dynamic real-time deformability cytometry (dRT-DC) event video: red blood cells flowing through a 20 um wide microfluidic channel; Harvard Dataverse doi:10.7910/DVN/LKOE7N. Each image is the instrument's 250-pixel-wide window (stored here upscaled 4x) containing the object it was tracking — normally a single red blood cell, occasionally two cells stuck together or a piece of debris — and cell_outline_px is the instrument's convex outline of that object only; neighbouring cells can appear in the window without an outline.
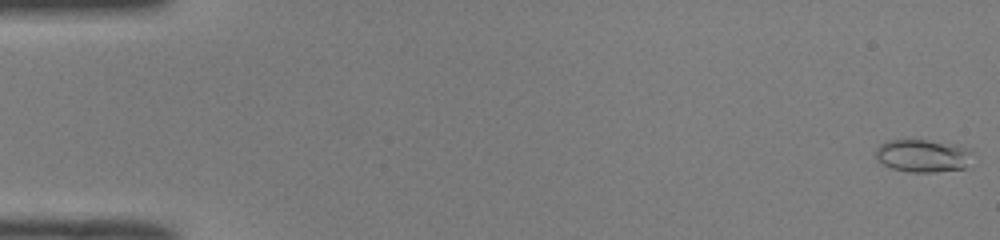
{"species": "common noctule bat (a hibernating species)", "species_latin": "Nyctalus noctula", "temperature_condition": "room temperature", "stored_images_in_passage": 51, "camera_frame_rate_fps": 3000, "um_per_image_px": 0.085, "animal": {"sex": "male", "body_mass_g": 19.0, "forearm_length_mm": 50.8}, "frame": {"image": 1, "passage_image": 1, "time_ms": 0.0, "image_size_px": [1000, 240], "cell_outline_px": [[972, 152], [964, 168], [936, 172], [908, 172], [892, 168], [880, 164], [876, 156], [876, 148], [880, 144], [888, 140], [928, 140], [956, 144], [968, 148]], "centroid_in_image_um": [78.4, 13.23], "position_along_channel_um": 6.6, "area_um2": 18.5}}
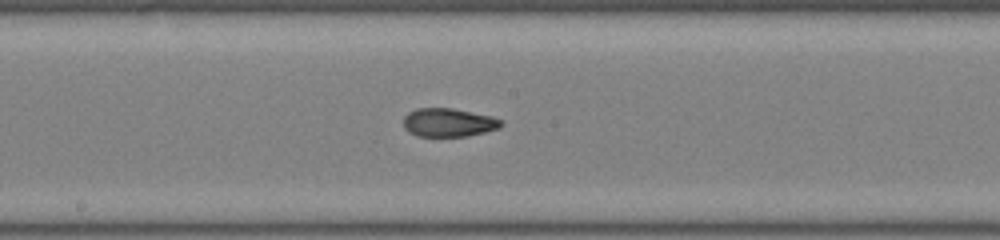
{"frame": {"image": 2, "passage_image": 28, "time_ms": 9.0, "image_size_px": [1000, 240], "cell_outline_px": [[504, 124], [500, 128], [468, 136], [416, 136], [408, 132], [404, 128], [404, 116], [408, 112], [416, 108], [452, 108], [492, 116], [500, 120]], "centroid_in_image_um": [38.11, 10.41], "position_along_channel_um": 210.1, "area_um2": 16.3}}
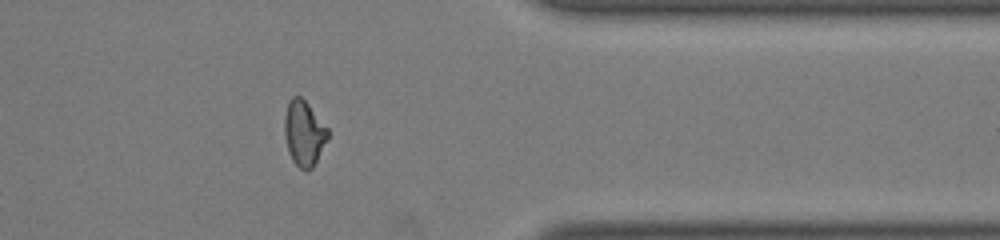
{"frame": {"image": 3, "passage_image": 42, "time_ms": 13.667, "image_size_px": [1000, 240], "cell_outline_px": [[328, 140], [312, 168], [308, 172], [304, 172], [292, 160], [288, 152], [284, 132], [284, 116], [288, 100], [292, 96], [300, 96], [308, 104], [328, 128]], "centroid_in_image_um": [25.83, 11.33], "position_along_channel_um": 385.6, "area_um2": 16.65}, "authors_computed_cell_mechanics": {"area_um2": 16.6464, "velocity_mm_per_s": 4.0213, "shape_relaxation_time_tau1_ms": null, "shape_relaxation_time_tau2_ms": 1.6343, "deformation_change_tau1": null, "deformation_change_tau2": 0.0783}}